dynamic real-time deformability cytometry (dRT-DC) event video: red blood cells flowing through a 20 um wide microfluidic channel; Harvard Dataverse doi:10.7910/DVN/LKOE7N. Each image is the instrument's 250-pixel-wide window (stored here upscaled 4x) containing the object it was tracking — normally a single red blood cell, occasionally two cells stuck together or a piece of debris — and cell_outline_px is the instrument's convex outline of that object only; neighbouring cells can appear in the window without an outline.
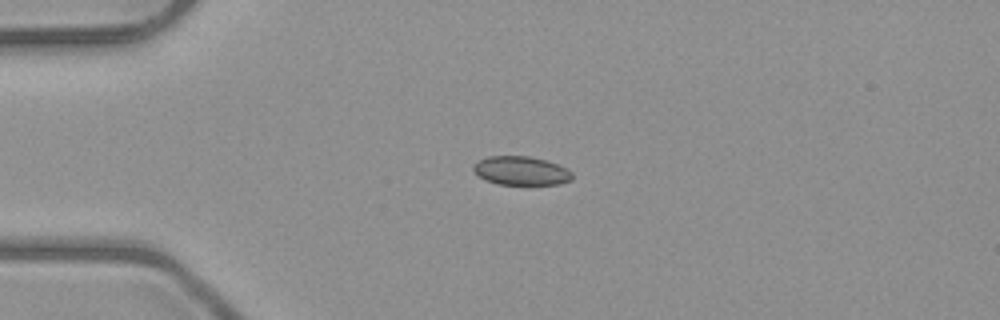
{"species": "common noctule bat (a hibernating species)", "species_latin": "Nyctalus noctula", "temperature_condition": "room temperature", "stored_images_in_passage": 4, "camera_frame_rate_fps": 3000, "um_per_image_px": 0.085, "animal": {"sex": "male", "body_mass_g": 23.1, "forearm_length_mm": 52.7}, "frame": {"image": 1, "passage_image": 3, "time_ms": 2.333, "image_size_px": [1000, 320], "cell_outline_px": [[572, 180], [560, 184], [496, 184], [480, 176], [472, 168], [472, 164], [488, 156], [528, 156], [544, 160], [556, 164], [572, 172]], "centroid_in_image_um": [44.28, 14.51], "position_along_channel_um": 40.7, "area_um2": 16.3}}